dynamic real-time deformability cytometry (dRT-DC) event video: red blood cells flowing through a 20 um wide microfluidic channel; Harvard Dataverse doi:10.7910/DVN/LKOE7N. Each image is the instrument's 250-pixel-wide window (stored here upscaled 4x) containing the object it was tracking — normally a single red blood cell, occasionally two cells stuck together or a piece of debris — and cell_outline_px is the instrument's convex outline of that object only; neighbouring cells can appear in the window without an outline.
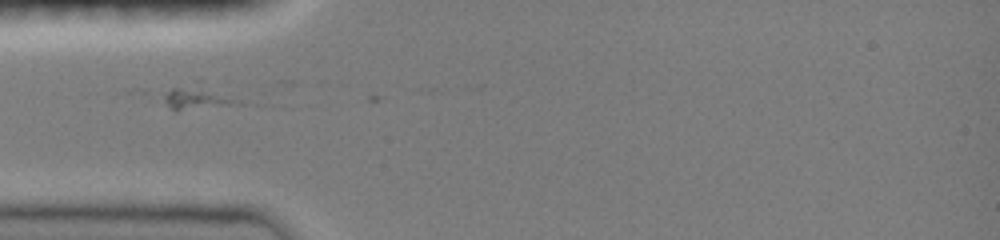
{"species": "common noctule bat (a hibernating species)", "species_latin": "Nyctalus noctula", "temperature_condition": "room temperature", "stored_images_in_passage": 2, "camera_frame_rate_fps": 3000, "um_per_image_px": 0.085, "animal": {"sex": "female", "body_mass_g": 19.0, "forearm_length_mm": 51.5}, "frame": {"image": 1, "passage_image": 1, "time_ms": 0.0, "image_size_px": [1000, 240], "cell_outline_px": [[244, 104], [176, 112], [168, 104], [164, 96], [164, 92], [172, 88], [200, 80]], "centroid_in_image_um": [16.78, 8.28], "position_along_channel_um": 68.2, "area_um2": 10.75}}